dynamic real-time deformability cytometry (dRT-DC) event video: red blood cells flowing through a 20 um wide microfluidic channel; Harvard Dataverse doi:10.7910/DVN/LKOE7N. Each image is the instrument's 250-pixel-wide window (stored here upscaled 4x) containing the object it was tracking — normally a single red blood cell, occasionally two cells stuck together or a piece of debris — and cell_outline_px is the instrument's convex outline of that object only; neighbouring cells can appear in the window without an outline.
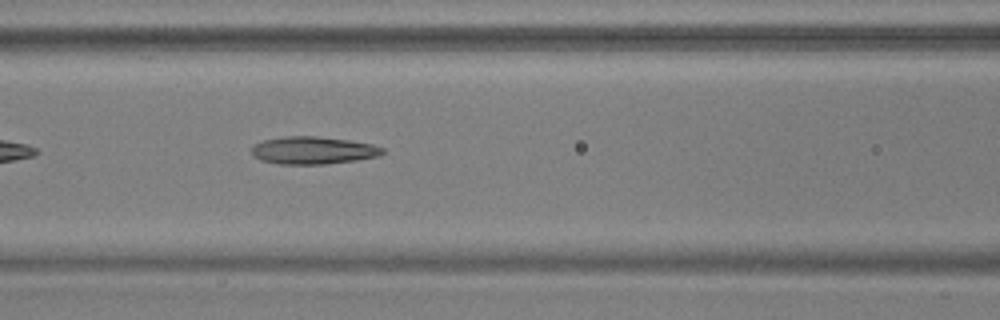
{"species": "common noctule bat (a hibernating species)", "species_latin": "Nyctalus noctula", "temperature_condition": "warm", "stored_images_in_passage": 24, "camera_frame_rate_fps": 3000, "um_per_image_px": 0.085, "animal": {"sex": "male", "body_mass_g": 17.9, "forearm_length_mm": 54.2}, "frame": {"image": 1, "passage_image": 8, "time_ms": 2.333, "image_size_px": [1000, 320], "cell_outline_px": [[384, 152], [380, 156], [356, 160], [324, 164], [280, 164], [260, 160], [252, 156], [252, 148], [256, 144], [264, 140], [284, 136], [316, 136], [348, 140], [372, 144], [384, 148]], "centroid_in_image_um": [26.62, 12.78], "position_along_channel_um": 140.0, "area_um2": 20.98}}
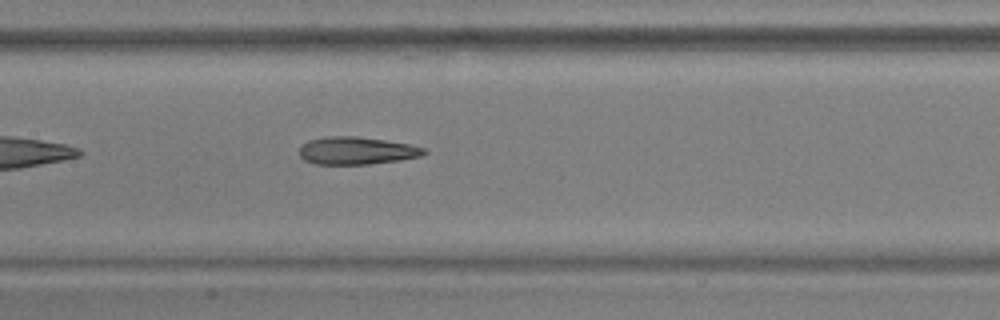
{"frame": {"image": 2, "passage_image": 11, "time_ms": 3.333, "image_size_px": [1000, 320], "cell_outline_px": [[428, 152], [420, 156], [400, 160], [368, 164], [312, 164], [304, 160], [300, 156], [300, 144], [308, 140], [328, 136], [356, 136], [384, 140], [408, 144], [424, 148]], "centroid_in_image_um": [30.26, 12.81], "position_along_channel_um": 177.1, "area_um2": 20.06}}
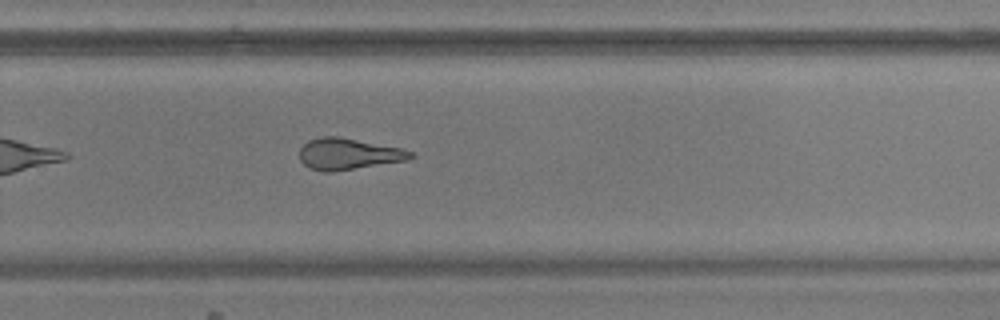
{"frame": {"image": 3, "passage_image": 21, "time_ms": 6.667, "image_size_px": [1000, 320], "cell_outline_px": [[416, 156], [408, 160], [332, 172], [324, 172], [308, 168], [300, 160], [300, 148], [308, 140], [320, 136], [340, 136], [400, 148], [412, 152]], "centroid_in_image_um": [29.59, 13.08], "position_along_channel_um": 300.2, "area_um2": 20.4}}